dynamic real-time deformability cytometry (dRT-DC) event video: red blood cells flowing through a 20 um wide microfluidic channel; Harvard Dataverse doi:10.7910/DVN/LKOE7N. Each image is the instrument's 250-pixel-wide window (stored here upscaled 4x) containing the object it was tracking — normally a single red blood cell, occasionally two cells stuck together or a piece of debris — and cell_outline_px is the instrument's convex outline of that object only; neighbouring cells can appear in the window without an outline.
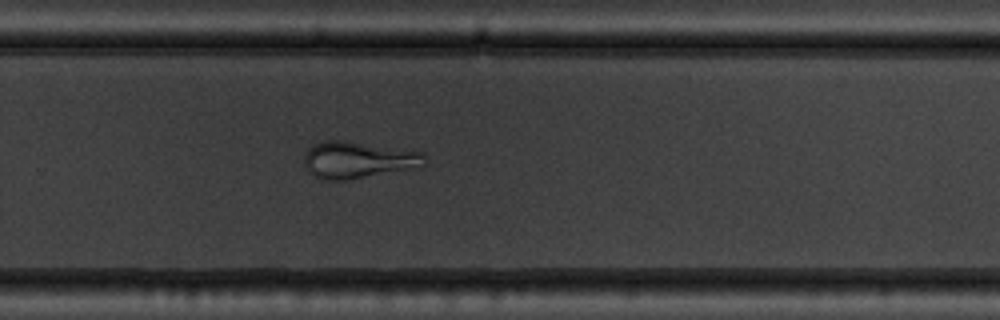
{"species": "common noctule bat (a hibernating species)", "species_latin": "Nyctalus noctula", "temperature_condition": "warm", "stored_images_in_passage": 56, "camera_frame_rate_fps": 3000, "um_per_image_px": 0.085, "animal": {"sex": "male", "body_mass_g": 19.5, "forearm_length_mm": 54.6}, "frame": {"image": 1, "passage_image": 38, "time_ms": 12.333, "image_size_px": [1000, 320], "cell_outline_px": [[424, 164], [408, 168], [344, 180], [324, 180], [308, 172], [304, 164], [304, 152], [312, 144], [324, 140], [344, 140], [424, 152]], "centroid_in_image_um": [30.32, 13.56], "position_along_channel_um": 299.5, "area_um2": 25.37}}
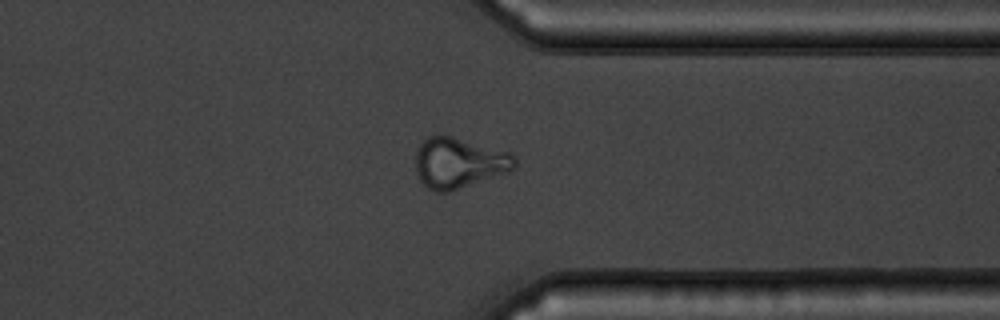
{"frame": {"image": 2, "passage_image": 44, "time_ms": 14.333, "image_size_px": [1000, 320], "cell_outline_px": [[516, 168], [508, 172], [448, 192], [436, 192], [428, 188], [420, 180], [416, 172], [416, 148], [428, 136], [448, 136], [512, 152], [516, 156]], "centroid_in_image_um": [39.02, 13.85], "position_along_channel_um": 372.4, "area_um2": 29.07}}
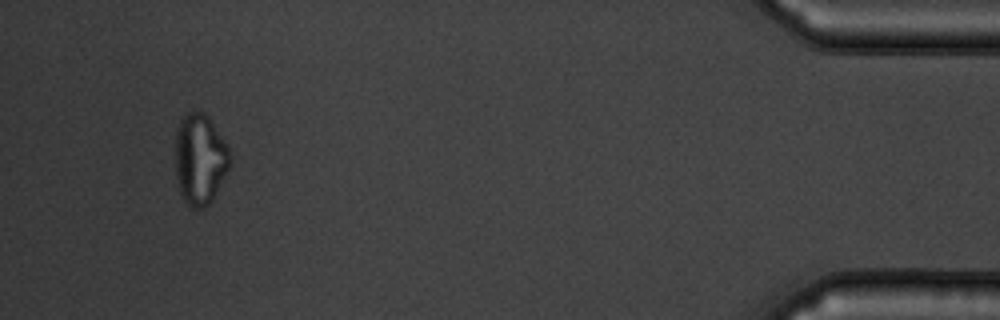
{"frame": {"image": 3, "passage_image": 53, "time_ms": 17.333, "image_size_px": [1000, 320], "cell_outline_px": [[232, 164], [228, 172], [212, 200], [204, 208], [192, 208], [184, 200], [180, 192], [176, 176], [176, 132], [180, 120], [188, 112], [204, 112], [208, 116], [228, 144], [232, 152]], "centroid_in_image_um": [17.05, 13.53], "position_along_channel_um": 418.2, "area_um2": 29.3}, "authors_computed_cell_mechanics": {"area_um2": 29.1023, "velocity_mm_per_s": 3.7134, "shape_relaxation_time_tau1_ms": null, "shape_relaxation_time_tau2_ms": 2.8457, "deformation_change_tau1": null, "deformation_change_tau2": 0.0677}}